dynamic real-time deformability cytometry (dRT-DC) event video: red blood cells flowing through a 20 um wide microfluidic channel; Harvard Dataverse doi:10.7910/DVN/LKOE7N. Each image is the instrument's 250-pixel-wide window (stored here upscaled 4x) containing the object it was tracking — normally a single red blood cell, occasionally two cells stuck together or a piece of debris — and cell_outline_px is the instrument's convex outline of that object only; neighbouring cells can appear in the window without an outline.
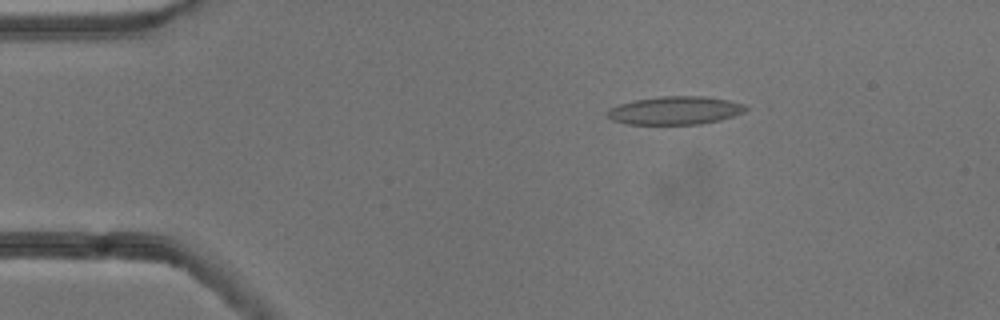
{"species": "common noctule bat (a hibernating species)", "species_latin": "Nyctalus noctula", "temperature_condition": "cold", "stored_images_in_passage": 15, "camera_frame_rate_fps": 3000, "um_per_image_px": 0.085, "animal": {"sex": "male", "body_mass_g": 13.3}, "frame": {"image": 1, "passage_image": 4, "time_ms": 1.0, "image_size_px": [1000, 320], "cell_outline_px": [[752, 108], [744, 112], [720, 120], [700, 124], [628, 124], [612, 120], [604, 112], [620, 104], [636, 100], [664, 96], [700, 96], [728, 100], [744, 104]], "centroid_in_image_um": [57.42, 9.39], "position_along_channel_um": 27.6, "area_um2": 22.6}}
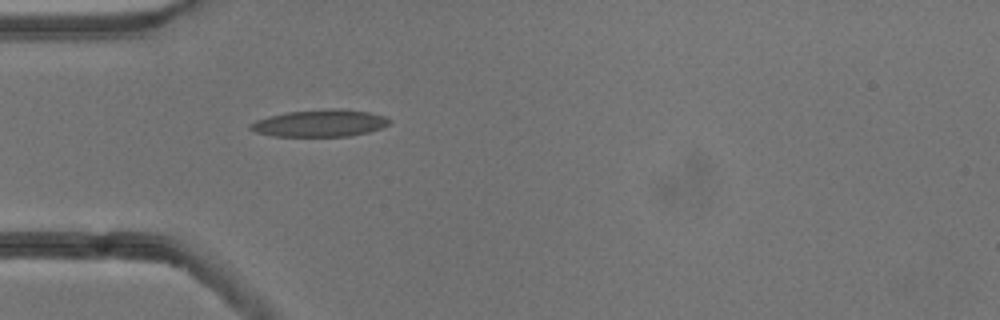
{"frame": {"image": 2, "passage_image": 11, "time_ms": 3.333, "image_size_px": [1000, 320], "cell_outline_px": [[392, 120], [388, 124], [380, 128], [368, 132], [348, 136], [276, 136], [256, 132], [248, 128], [248, 124], [256, 120], [268, 116], [288, 112], [368, 112], [384, 116]], "centroid_in_image_um": [27.12, 10.53], "position_along_channel_um": 57.9, "area_um2": 20.58}}
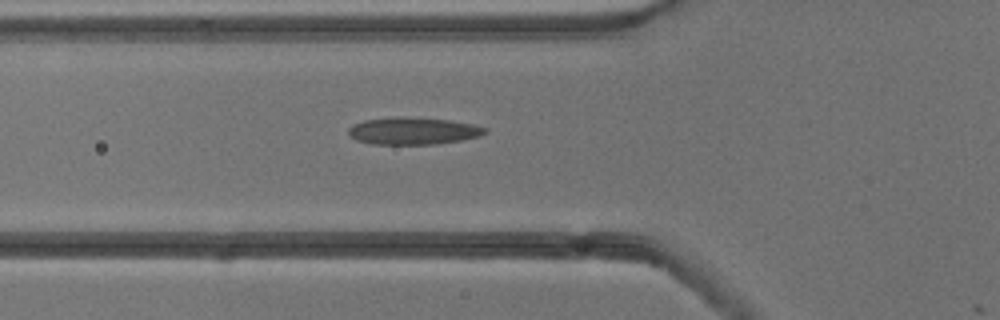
{"frame": {"image": 3, "passage_image": 14, "time_ms": 4.333, "image_size_px": [1000, 320], "cell_outline_px": [[488, 132], [480, 136], [460, 140], [436, 144], [372, 144], [356, 140], [348, 136], [348, 128], [352, 124], [364, 120], [448, 120], [472, 124], [484, 128]], "centroid_in_image_um": [35.09, 11.19], "position_along_channel_um": 90.7, "area_um2": 20.4}}